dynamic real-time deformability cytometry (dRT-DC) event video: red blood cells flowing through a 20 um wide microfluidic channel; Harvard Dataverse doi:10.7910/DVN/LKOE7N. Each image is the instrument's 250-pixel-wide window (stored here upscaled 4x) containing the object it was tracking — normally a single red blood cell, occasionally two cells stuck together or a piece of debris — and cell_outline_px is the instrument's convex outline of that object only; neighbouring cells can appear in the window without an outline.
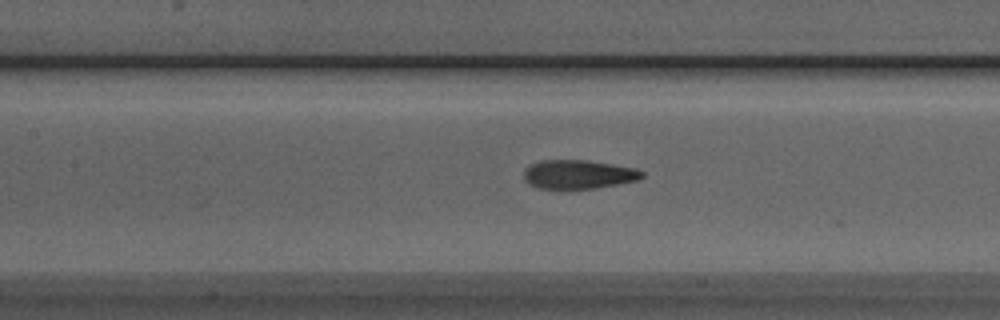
{"species": "Egyptian fruit bat (a non-hibernating species)", "species_latin": "Rousettus aegyptiacus", "temperature_condition": "room temperature", "stored_images_in_passage": 39, "camera_frame_rate_fps": 3000, "um_per_image_px": 0.085, "animal": {"sex": "male"}, "frame": {"image": 1, "passage_image": 14, "time_ms": 4.333, "image_size_px": [1000, 320], "cell_outline_px": [[644, 176], [636, 180], [616, 184], [592, 188], [536, 188], [528, 184], [524, 180], [524, 168], [528, 164], [540, 160], [588, 160], [636, 168], [644, 172]], "centroid_in_image_um": [49.1, 14.8], "position_along_channel_um": 158.3, "area_um2": 19.88}}
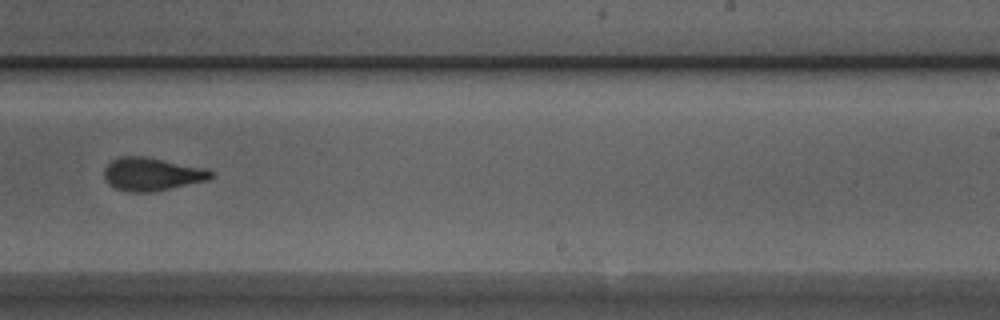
{"frame": {"image": 2, "passage_image": 23, "time_ms": 7.333, "image_size_px": [1000, 320], "cell_outline_px": [[216, 172], [208, 180], [152, 192], [128, 192], [116, 188], [108, 184], [104, 176], [104, 168], [112, 160], [120, 156], [144, 156], [208, 168]], "centroid_in_image_um": [12.93, 14.79], "position_along_channel_um": 276.1, "area_um2": 20.75}}
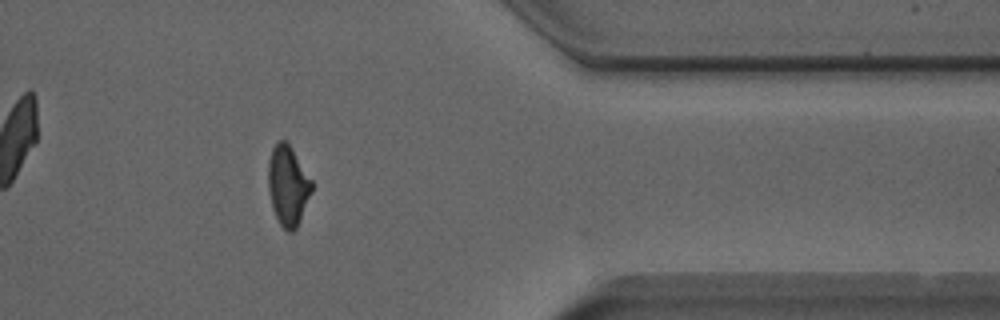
{"frame": {"image": 3, "passage_image": 33, "time_ms": 10.667, "image_size_px": [1000, 320], "cell_outline_px": [[312, 192], [300, 220], [296, 228], [292, 232], [288, 232], [280, 224], [272, 208], [268, 192], [268, 160], [272, 148], [276, 140], [284, 140], [292, 148], [312, 180]], "centroid_in_image_um": [24.46, 15.75], "position_along_channel_um": 386.9, "area_um2": 20.4}, "authors_computed_cell_mechanics": {"area_um2": 20.4034, "velocity_mm_per_s": 3.9444, "shape_relaxation_time_tau1_ms": 3.7587, "shape_relaxation_time_tau2_ms": 1.6157, "deformation_change_tau1": 0.1847, "deformation_change_tau2": 0.1044}}